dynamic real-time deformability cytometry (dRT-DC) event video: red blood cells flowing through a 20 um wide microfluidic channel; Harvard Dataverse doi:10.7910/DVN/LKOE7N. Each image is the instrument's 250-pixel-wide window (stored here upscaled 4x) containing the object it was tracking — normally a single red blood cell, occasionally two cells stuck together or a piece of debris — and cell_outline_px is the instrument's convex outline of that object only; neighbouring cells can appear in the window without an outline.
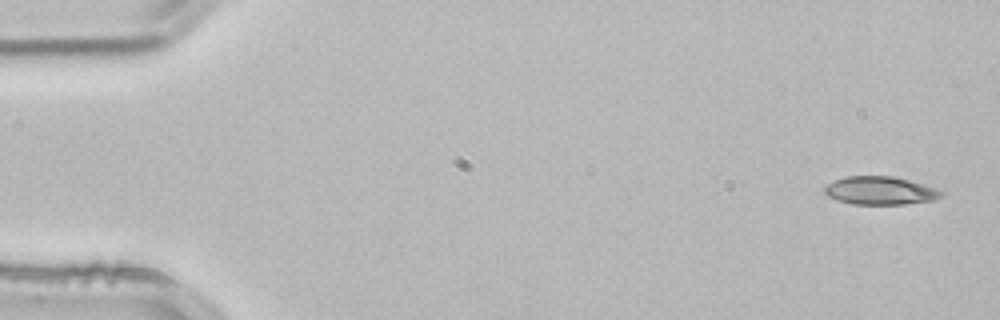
{"species": "common noctule bat (a hibernating species)", "species_latin": "Nyctalus noctula", "temperature_condition": "room temperature", "stored_images_in_passage": 4, "camera_frame_rate_fps": 3000, "um_per_image_px": 0.085, "animal": {"sex": "male", "body_mass_g": 21.5, "forearm_length_mm": 52.0}, "frame": {"image": 1, "passage_image": 1, "time_ms": 0.0, "image_size_px": [1000, 320], "cell_outline_px": [[944, 196], [932, 200], [904, 204], [852, 204], [836, 200], [828, 196], [824, 192], [824, 188], [828, 184], [844, 176], [892, 176], [908, 180], [944, 192]], "centroid_in_image_um": [74.77, 16.21], "position_along_channel_um": 10.2, "area_um2": 18.9}}
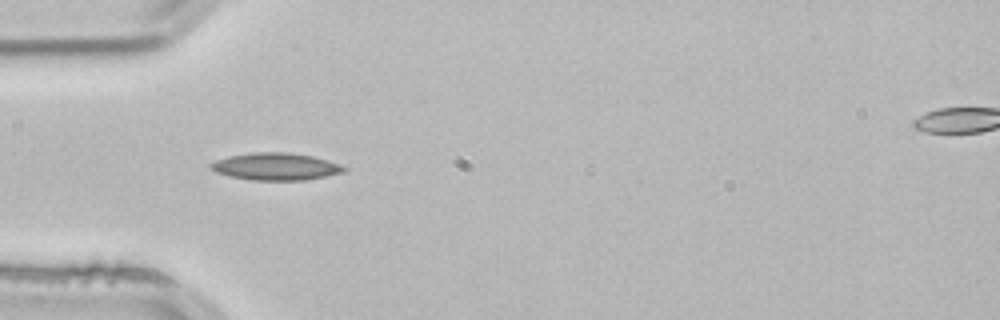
{"frame": {"image": 2, "passage_image": 4, "time_ms": 1.0, "image_size_px": [1000, 320], "cell_outline_px": [[348, 168], [344, 172], [304, 180], [252, 180], [228, 176], [216, 172], [208, 164], [216, 160], [228, 156], [256, 152], [288, 152], [312, 156], [328, 160], [340, 164]], "centroid_in_image_um": [23.44, 14.15], "position_along_channel_um": 61.6, "area_um2": 21.1}}